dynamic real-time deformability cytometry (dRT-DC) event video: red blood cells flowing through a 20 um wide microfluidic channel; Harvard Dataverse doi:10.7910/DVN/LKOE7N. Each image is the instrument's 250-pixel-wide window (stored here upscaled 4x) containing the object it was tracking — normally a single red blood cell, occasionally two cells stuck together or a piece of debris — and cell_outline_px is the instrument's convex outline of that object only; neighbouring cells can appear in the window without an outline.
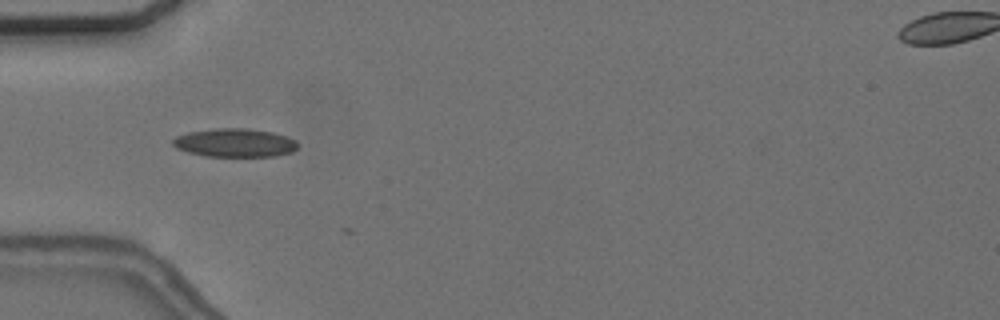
{"species": "common noctule bat (a hibernating species)", "species_latin": "Nyctalus noctula", "temperature_condition": "cold", "stored_images_in_passage": 7, "camera_frame_rate_fps": 3000, "um_per_image_px": 0.085, "animal": {"sex": "female", "body_mass_g": 24.6, "forearm_length_mm": 56.2}, "frame": {"image": 1, "passage_image": 6, "time_ms": 1.667, "image_size_px": [1000, 320], "cell_outline_px": [[296, 148], [292, 152], [276, 156], [204, 156], [188, 152], [176, 148], [172, 144], [172, 140], [176, 136], [188, 132], [216, 128], [248, 128], [272, 132], [288, 136], [296, 140]], "centroid_in_image_um": [19.95, 12.13], "position_along_channel_um": 65.1, "area_um2": 20.81}}